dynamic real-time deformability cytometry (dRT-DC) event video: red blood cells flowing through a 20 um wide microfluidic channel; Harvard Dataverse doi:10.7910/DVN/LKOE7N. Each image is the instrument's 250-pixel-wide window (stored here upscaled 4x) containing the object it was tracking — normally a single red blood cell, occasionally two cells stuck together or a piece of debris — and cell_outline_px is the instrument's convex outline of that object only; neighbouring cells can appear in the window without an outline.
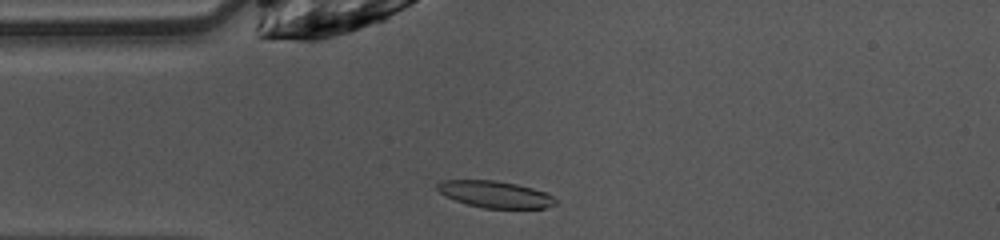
{"species": "common noctule bat (a hibernating species)", "species_latin": "Nyctalus noctula", "temperature_condition": "warm", "stored_images_in_passage": 39, "camera_frame_rate_fps": 3000, "um_per_image_px": 0.085, "animal": {"sex": "female", "body_mass_g": 10.0, "forearm_length_mm": 53.1}, "frame": {"image": 1, "passage_image": 2, "time_ms": 0.333, "image_size_px": [1000, 240], "cell_outline_px": [[556, 204], [544, 208], [484, 208], [468, 204], [444, 196], [436, 188], [436, 184], [444, 180], [496, 180], [516, 184], [548, 192], [556, 200]], "centroid_in_image_um": [42.09, 16.51], "position_along_channel_um": 42.9, "area_um2": 18.38}}
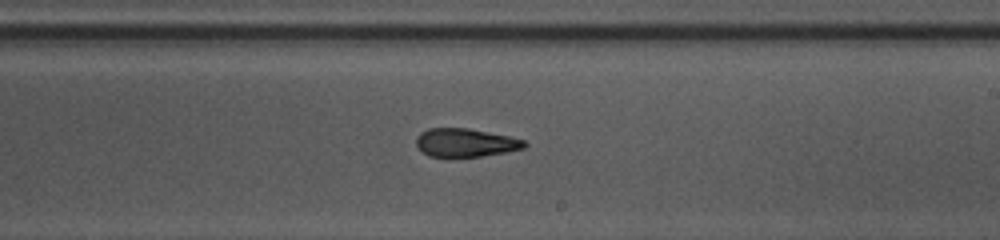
{"frame": {"image": 2, "passage_image": 18, "time_ms": 5.667, "image_size_px": [1000, 240], "cell_outline_px": [[528, 144], [524, 148], [504, 152], [480, 156], [452, 160], [428, 156], [420, 152], [416, 144], [416, 136], [420, 132], [428, 128], [468, 128], [508, 136], [524, 140]], "centroid_in_image_um": [39.47, 12.17], "position_along_channel_um": 249.5, "area_um2": 18.55}}
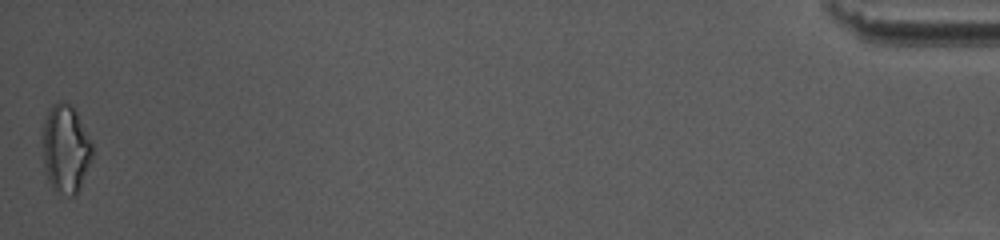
{"frame": {"image": 3, "passage_image": 39, "time_ms": 12.667, "image_size_px": [1000, 240], "cell_outline_px": [[92, 156], [80, 188], [72, 196], [68, 196], [52, 188], [48, 180], [44, 164], [44, 124], [48, 112], [52, 104], [60, 100], [64, 100], [72, 104], [92, 144]], "centroid_in_image_um": [5.59, 12.63], "position_along_channel_um": 429.6, "area_um2": 25.03}, "authors_computed_cell_mechanics": {"area_um2": 18.9584, "velocity_mm_per_s": 4.0539, "shape_relaxation_time_tau1_ms": 4.2896, "shape_relaxation_time_tau2_ms": 3.4498, "deformation_change_tau1": 0.1585, "deformation_change_tau2": 0.1384}}